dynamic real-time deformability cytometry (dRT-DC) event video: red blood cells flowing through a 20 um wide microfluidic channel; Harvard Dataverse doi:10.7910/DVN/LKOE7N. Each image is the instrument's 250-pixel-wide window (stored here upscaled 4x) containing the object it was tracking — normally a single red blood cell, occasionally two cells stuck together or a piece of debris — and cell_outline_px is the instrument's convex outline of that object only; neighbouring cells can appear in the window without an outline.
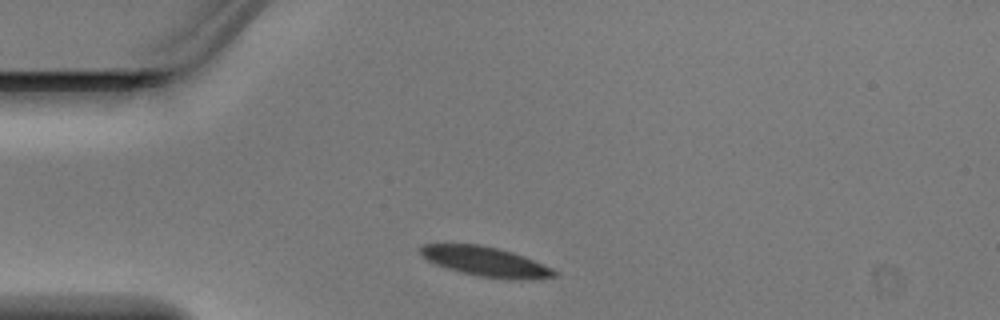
{"species": "Egyptian fruit bat (a non-hibernating species)", "species_latin": "Rousettus aegyptiacus", "temperature_condition": "warm", "stored_images_in_passage": 2, "camera_frame_rate_fps": 3000, "um_per_image_px": 0.085, "animal": {"sex": "male"}, "frame": {"image": 1, "passage_image": 1, "time_ms": 0.0, "image_size_px": [1000, 320], "cell_outline_px": [[556, 276], [532, 280], [516, 280], [480, 276], [460, 272], [436, 264], [428, 260], [420, 252], [420, 248], [424, 244], [480, 244], [512, 252], [524, 256], [552, 268], [556, 272]], "centroid_in_image_um": [41.31, 22.24], "position_along_channel_um": 43.7, "area_um2": 22.89}}
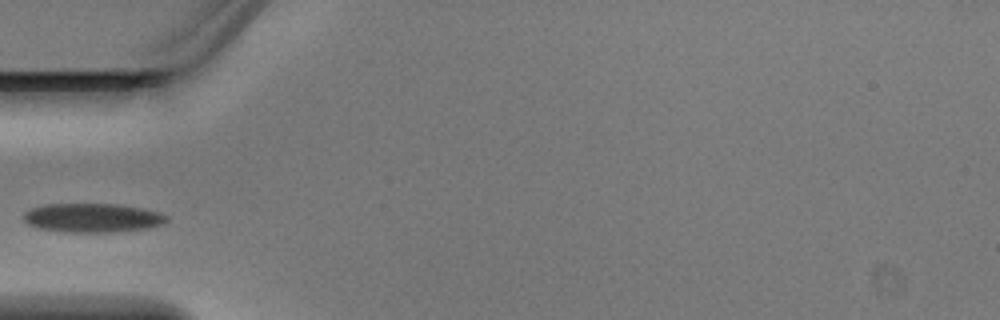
{"frame": {"image": 2, "passage_image": 2, "time_ms": 0.333, "image_size_px": [1000, 320], "cell_outline_px": [[168, 220], [164, 224], [148, 228], [112, 232], [64, 232], [36, 228], [28, 224], [20, 216], [28, 208], [44, 204], [116, 204], [144, 208], [160, 212], [168, 216]], "centroid_in_image_um": [7.83, 18.51], "position_along_channel_um": 77.2, "area_um2": 24.62}}